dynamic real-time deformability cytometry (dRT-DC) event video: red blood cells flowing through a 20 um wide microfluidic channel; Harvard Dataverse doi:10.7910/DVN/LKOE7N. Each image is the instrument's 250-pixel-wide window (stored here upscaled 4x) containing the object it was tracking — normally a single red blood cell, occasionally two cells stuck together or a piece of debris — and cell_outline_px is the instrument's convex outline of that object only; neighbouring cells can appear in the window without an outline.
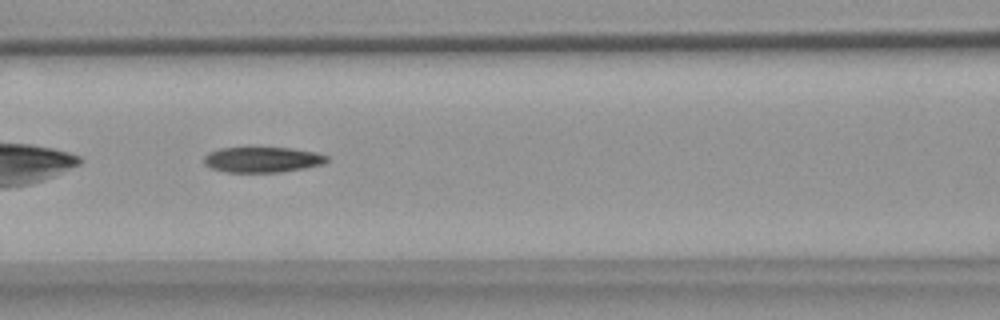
{"species": "common noctule bat (a hibernating species)", "species_latin": "Nyctalus noctula", "temperature_condition": "warm", "stored_images_in_passage": 24, "camera_frame_rate_fps": 3000, "um_per_image_px": 0.085, "animal": {"sex": "female", "body_mass_g": 18.4}, "frame": {"image": 1, "passage_image": 8, "time_ms": 2.333, "image_size_px": [1000, 320], "cell_outline_px": [[328, 160], [324, 164], [304, 168], [280, 172], [228, 172], [212, 168], [204, 164], [204, 156], [208, 152], [220, 148], [292, 148], [316, 152], [328, 156]], "centroid_in_image_um": [22.32, 13.57], "position_along_channel_um": 144.3, "area_um2": 18.21}}